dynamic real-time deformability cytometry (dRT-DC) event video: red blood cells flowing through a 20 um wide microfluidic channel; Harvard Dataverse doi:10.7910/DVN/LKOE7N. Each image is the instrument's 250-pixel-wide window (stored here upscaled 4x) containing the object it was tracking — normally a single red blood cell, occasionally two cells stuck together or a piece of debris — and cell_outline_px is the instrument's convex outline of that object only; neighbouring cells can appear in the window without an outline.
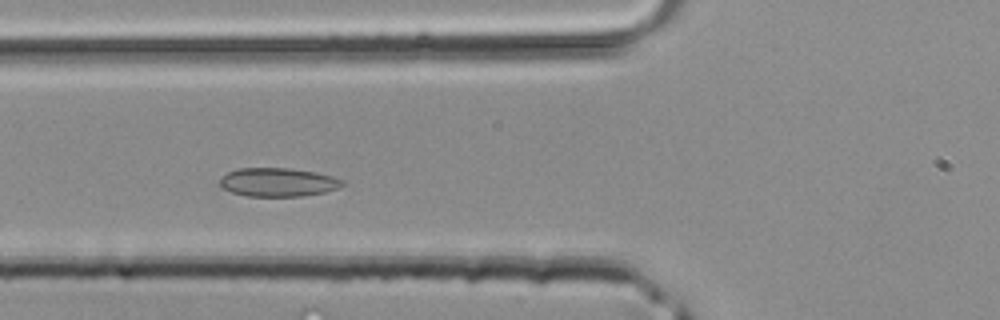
{"species": "common noctule bat (a hibernating species)", "species_latin": "Nyctalus noctula", "temperature_condition": "room temperature", "stored_images_in_passage": 35, "camera_frame_rate_fps": 3000, "um_per_image_px": 0.085, "animal": {"sex": "male", "body_mass_g": 20.4}, "frame": {"image": 1, "passage_image": 10, "time_ms": 3.0, "image_size_px": [1000, 320], "cell_outline_px": [[344, 184], [336, 188], [324, 192], [304, 196], [248, 196], [232, 192], [224, 188], [220, 184], [220, 176], [228, 172], [240, 168], [288, 168], [312, 172], [332, 176], [344, 180]], "centroid_in_image_um": [23.61, 15.49], "position_along_channel_um": 102.2, "area_um2": 20.23}}
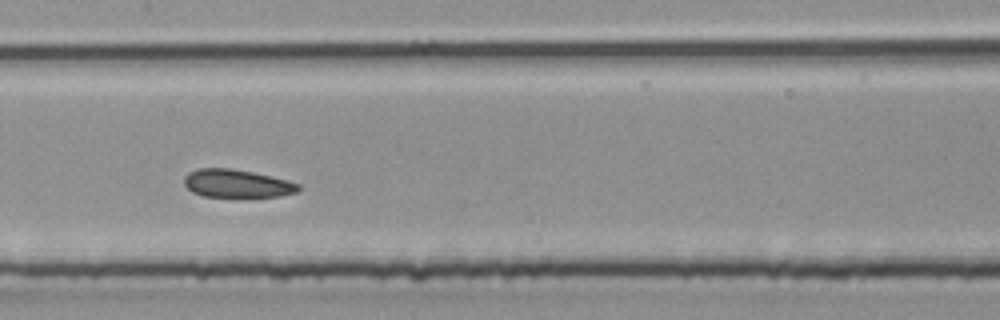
{"frame": {"image": 2, "passage_image": 15, "time_ms": 4.667, "image_size_px": [1000, 320], "cell_outline_px": [[300, 188], [296, 192], [280, 196], [204, 196], [192, 192], [184, 184], [184, 176], [188, 172], [196, 168], [228, 168], [252, 172], [288, 180], [300, 184]], "centroid_in_image_um": [20.11, 15.58], "position_along_channel_um": 187.3, "area_um2": 18.5}}
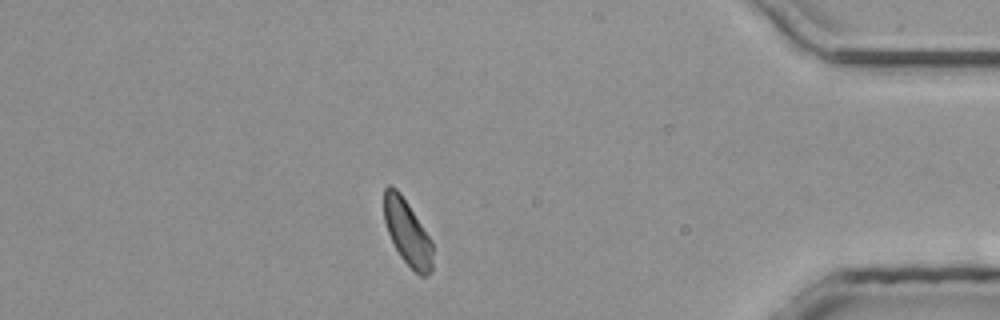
{"frame": {"image": 3, "passage_image": 30, "time_ms": 9.667, "image_size_px": [1000, 320], "cell_outline_px": [[432, 272], [424, 276], [420, 276], [400, 256], [388, 232], [384, 220], [384, 188], [388, 184], [396, 188], [400, 192], [432, 240]], "centroid_in_image_um": [34.63, 19.74], "position_along_channel_um": 400.6, "area_um2": 18.38}}